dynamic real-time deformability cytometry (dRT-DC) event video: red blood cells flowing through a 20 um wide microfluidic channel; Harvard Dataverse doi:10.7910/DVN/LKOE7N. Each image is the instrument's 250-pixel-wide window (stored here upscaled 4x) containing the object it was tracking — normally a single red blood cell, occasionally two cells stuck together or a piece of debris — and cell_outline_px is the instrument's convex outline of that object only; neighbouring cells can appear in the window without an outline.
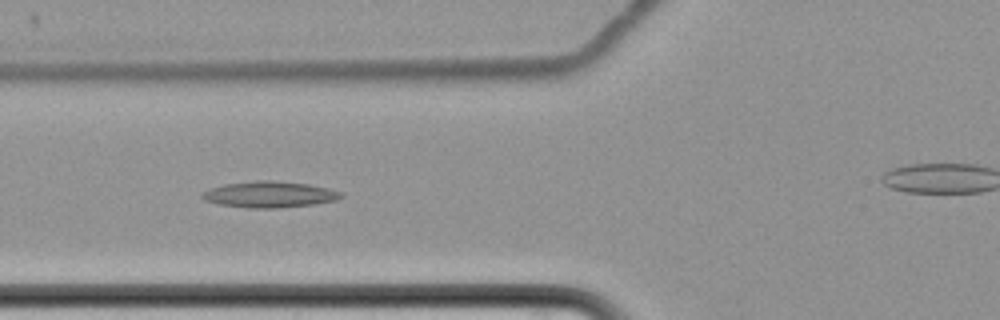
{"species": "common noctule bat (a hibernating species)", "species_latin": "Nyctalus noctula", "temperature_condition": "cold", "stored_images_in_passage": 8, "camera_frame_rate_fps": 3000, "um_per_image_px": 0.085, "animal": {"sex": "female", "body_mass_g": 22.7, "forearm_length_mm": 54.2}, "frame": {"image": 1, "passage_image": 3, "time_ms": 2.333, "image_size_px": [1000, 320], "cell_outline_px": [[344, 196], [336, 200], [312, 204], [276, 208], [248, 208], [220, 204], [204, 200], [200, 196], [208, 188], [224, 184], [256, 180], [272, 180], [308, 184], [328, 188], [344, 192]], "centroid_in_image_um": [22.91, 16.52], "position_along_channel_um": 102.9, "area_um2": 21.21}}
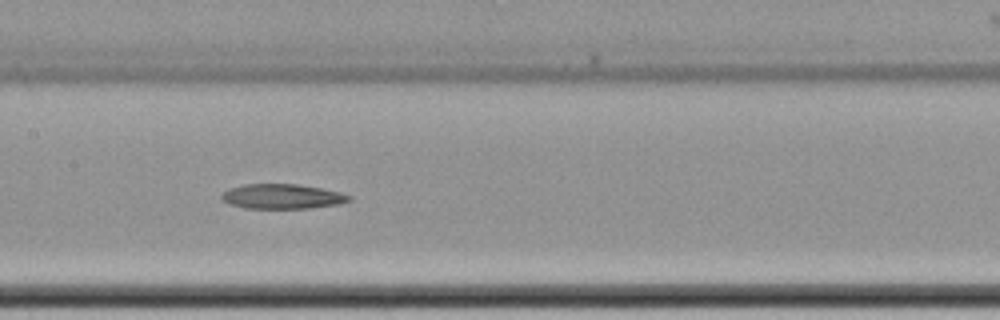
{"frame": {"image": 2, "passage_image": 5, "time_ms": 4.667, "image_size_px": [1000, 320], "cell_outline_px": [[352, 200], [340, 204], [308, 208], [244, 208], [228, 204], [220, 200], [220, 196], [228, 188], [244, 184], [296, 184], [320, 188], [340, 192], [352, 196]], "centroid_in_image_um": [23.96, 16.7], "position_along_channel_um": 183.4, "area_um2": 18.55}}
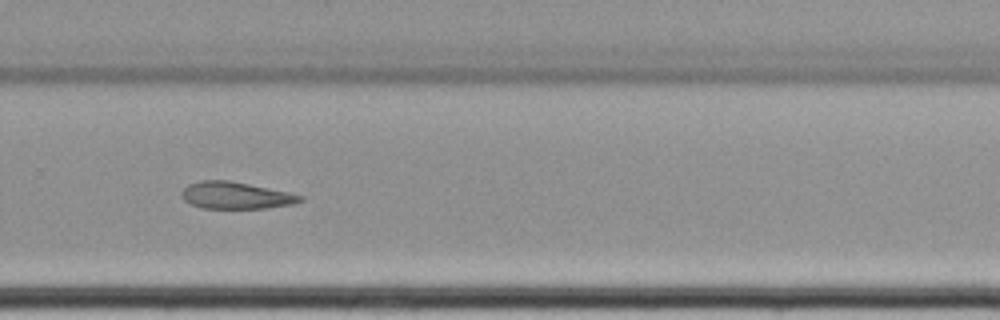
{"frame": {"image": 3, "passage_image": 8, "time_ms": 8.333, "image_size_px": [1000, 320], "cell_outline_px": [[304, 200], [292, 204], [264, 208], [204, 208], [188, 204], [180, 196], [184, 188], [188, 184], [200, 180], [228, 180], [288, 192], [304, 196]], "centroid_in_image_um": [20.0, 16.61], "position_along_channel_um": 309.8, "area_um2": 18.55}}